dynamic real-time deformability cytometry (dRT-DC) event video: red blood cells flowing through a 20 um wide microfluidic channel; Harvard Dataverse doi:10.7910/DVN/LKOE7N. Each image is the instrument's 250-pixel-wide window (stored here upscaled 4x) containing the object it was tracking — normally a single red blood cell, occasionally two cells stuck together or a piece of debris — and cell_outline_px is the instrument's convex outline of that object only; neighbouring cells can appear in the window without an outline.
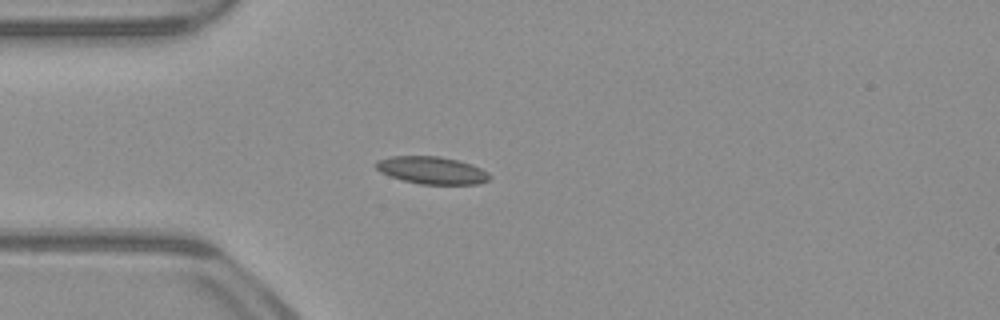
{"species": "common noctule bat (a hibernating species)", "species_latin": "Nyctalus noctula", "temperature_condition": "warm", "stored_images_in_passage": 39, "camera_frame_rate_fps": 3000, "um_per_image_px": 0.085, "animal": {"sex": "male", "body_mass_g": 23.1, "forearm_length_mm": 52.7}, "frame": {"image": 1, "passage_image": 1, "time_ms": 0.0, "image_size_px": [1000, 320], "cell_outline_px": [[492, 176], [488, 180], [480, 184], [420, 184], [404, 180], [380, 172], [372, 164], [376, 160], [392, 156], [440, 156], [472, 164], [488, 172]], "centroid_in_image_um": [36.7, 14.47], "position_along_channel_um": 48.3, "area_um2": 18.21}}
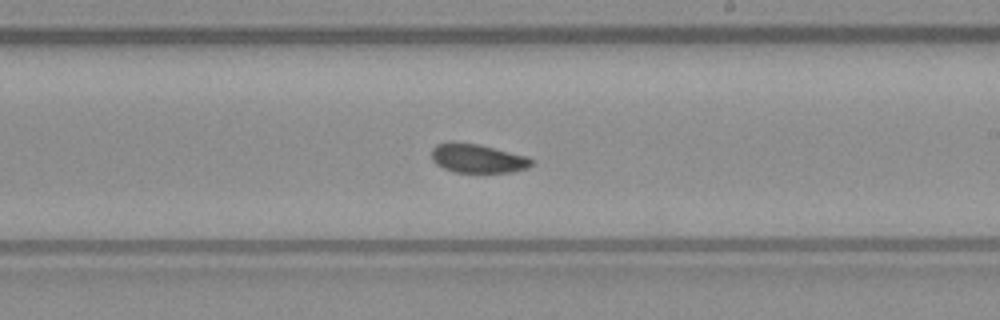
{"frame": {"image": 2, "passage_image": 17, "time_ms": 5.333, "image_size_px": [1000, 320], "cell_outline_px": [[532, 164], [528, 168], [512, 172], [452, 172], [436, 164], [432, 160], [432, 148], [436, 144], [448, 140], [452, 140], [476, 144], [528, 156], [532, 160]], "centroid_in_image_um": [40.55, 13.45], "position_along_channel_um": 248.5, "area_um2": 16.99}}
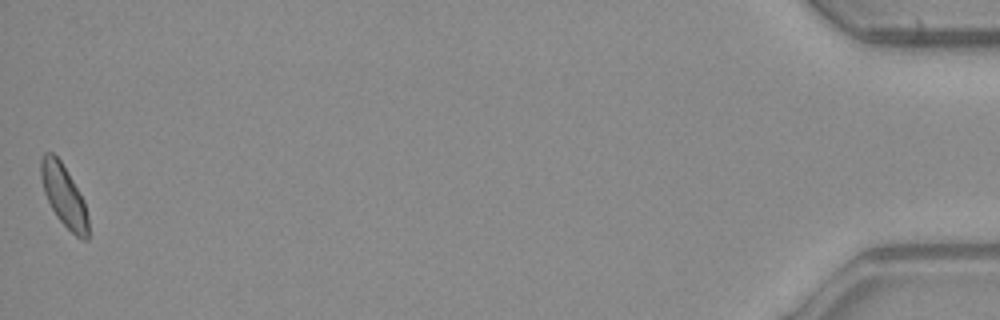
{"frame": {"image": 3, "passage_image": 39, "time_ms": 12.667, "image_size_px": [1000, 320], "cell_outline_px": [[88, 240], [80, 240], [56, 216], [44, 192], [40, 176], [40, 160], [44, 152], [52, 152], [60, 160], [84, 200], [88, 216]], "centroid_in_image_um": [5.43, 16.63], "position_along_channel_um": 429.8, "area_um2": 16.88}, "authors_computed_cell_mechanics": {"area_um2": 17.051, "velocity_mm_per_s": 3.9403, "shape_relaxation_time_tau1_ms": 9.5536, "shape_relaxation_time_tau2_ms": 2.3923, "deformation_change_tau1": 0.1237, "deformation_change_tau2": 0.0641}}